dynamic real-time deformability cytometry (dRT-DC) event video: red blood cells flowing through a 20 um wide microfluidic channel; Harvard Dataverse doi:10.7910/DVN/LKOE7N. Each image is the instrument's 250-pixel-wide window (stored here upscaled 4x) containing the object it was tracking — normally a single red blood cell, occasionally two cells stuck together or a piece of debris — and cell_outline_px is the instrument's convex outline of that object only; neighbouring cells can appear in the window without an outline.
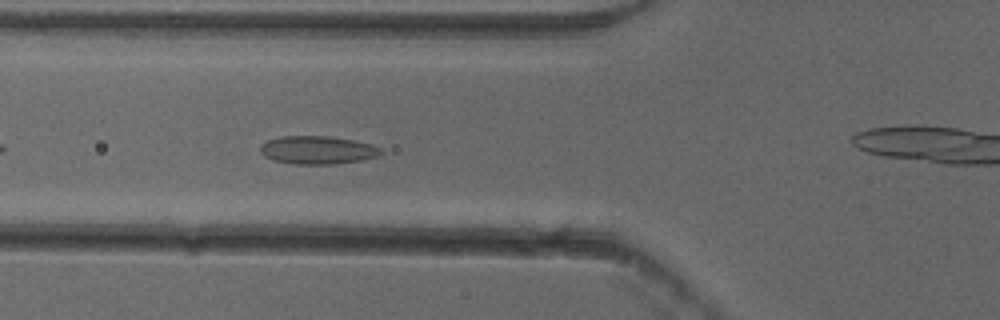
{"species": "common noctule bat (a hibernating species)", "species_latin": "Nyctalus noctula", "temperature_condition": "cold", "stored_images_in_passage": 19, "camera_frame_rate_fps": 3000, "um_per_image_px": 0.085, "animal": {"sex": "female"}, "frame": {"image": 1, "passage_image": 6, "time_ms": 1.667, "image_size_px": [1000, 320], "cell_outline_px": [[384, 152], [376, 156], [360, 160], [336, 164], [296, 164], [272, 160], [264, 156], [260, 152], [260, 144], [268, 140], [280, 136], [328, 136], [352, 140], [372, 144], [380, 148]], "centroid_in_image_um": [26.96, 12.75], "position_along_channel_um": 98.8, "area_um2": 19.77}}
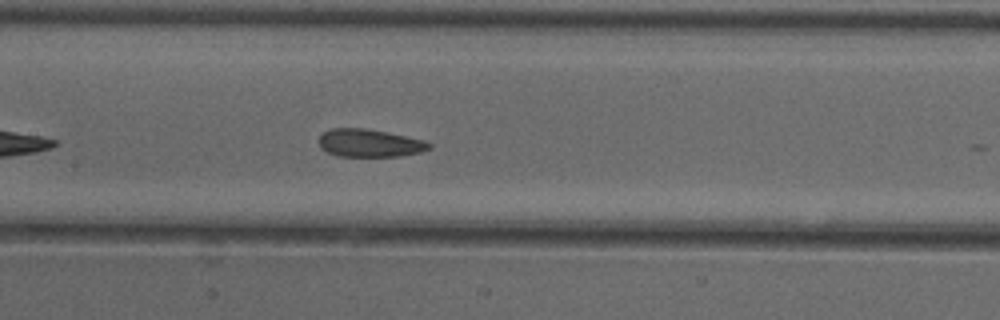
{"frame": {"image": 2, "passage_image": 12, "time_ms": 3.667, "image_size_px": [1000, 320], "cell_outline_px": [[432, 148], [420, 152], [400, 156], [340, 156], [328, 152], [320, 148], [316, 140], [324, 132], [332, 128], [364, 128], [388, 132], [424, 140], [432, 144]], "centroid_in_image_um": [31.4, 12.16], "position_along_channel_um": 176.0, "area_um2": 17.98}}
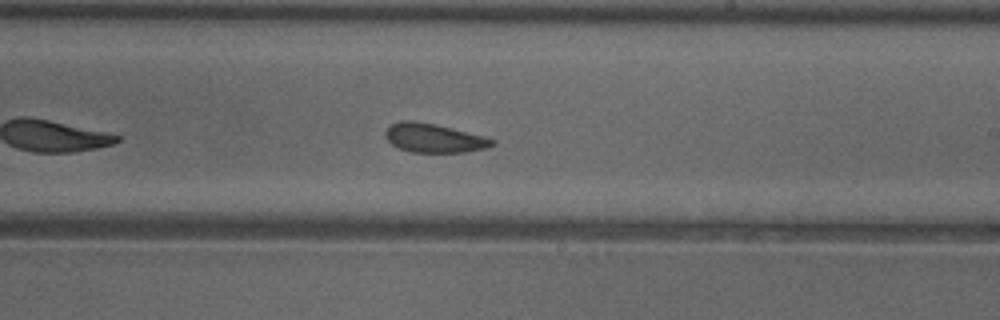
{"frame": {"image": 3, "passage_image": 18, "time_ms": 5.667, "image_size_px": [1000, 320], "cell_outline_px": [[496, 140], [488, 148], [464, 152], [412, 152], [400, 148], [392, 144], [384, 136], [384, 132], [392, 124], [400, 120], [412, 120], [436, 124], [484, 136]], "centroid_in_image_um": [36.87, 11.73], "position_along_channel_um": 252.1, "area_um2": 17.92}}